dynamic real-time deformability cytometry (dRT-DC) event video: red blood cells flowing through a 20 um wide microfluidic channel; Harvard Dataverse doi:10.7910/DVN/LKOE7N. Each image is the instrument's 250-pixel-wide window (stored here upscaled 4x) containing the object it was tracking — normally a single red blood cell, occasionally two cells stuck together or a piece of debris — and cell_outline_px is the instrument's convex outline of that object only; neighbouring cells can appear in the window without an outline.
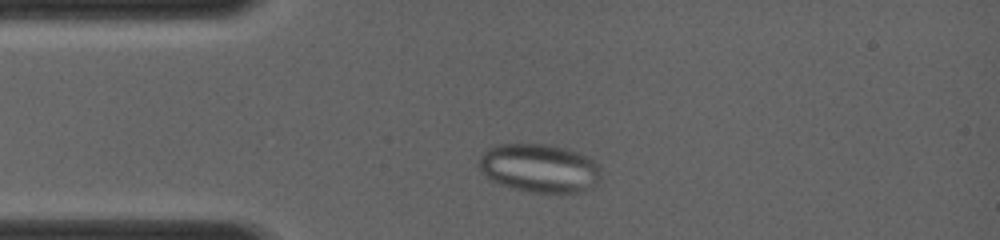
{"species": "common noctule bat (a hibernating species)", "species_latin": "Nyctalus noctula", "temperature_condition": "room temperature", "stored_images_in_passage": 59, "camera_frame_rate_fps": 4000, "um_per_image_px": 0.085, "animal": {"sex": "female", "body_mass_g": 19.0, "forearm_length_mm": 56.7}, "frame": {"image": 1, "passage_image": 8, "time_ms": 1.25, "image_size_px": [1000, 240], "cell_outline_px": [[600, 180], [596, 184], [580, 192], [528, 192], [512, 188], [488, 180], [484, 176], [480, 168], [480, 156], [488, 148], [500, 144], [544, 144], [564, 148], [588, 156], [600, 168]], "centroid_in_image_um": [45.83, 14.3], "position_along_channel_um": 39.2, "area_um2": 34.39}}
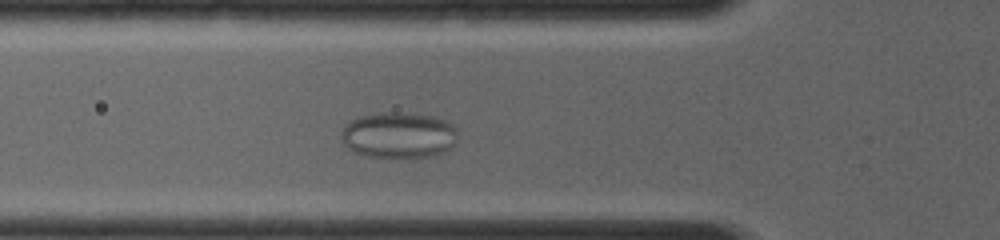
{"frame": {"image": 2, "passage_image": 17, "time_ms": 3.0, "image_size_px": [1000, 240], "cell_outline_px": [[456, 140], [448, 148], [440, 152], [428, 156], [368, 156], [352, 152], [340, 140], [340, 132], [356, 116], [380, 112], [388, 112], [432, 116], [448, 120], [456, 128]], "centroid_in_image_um": [33.83, 11.46], "position_along_channel_um": 92.0, "area_um2": 30.81}}